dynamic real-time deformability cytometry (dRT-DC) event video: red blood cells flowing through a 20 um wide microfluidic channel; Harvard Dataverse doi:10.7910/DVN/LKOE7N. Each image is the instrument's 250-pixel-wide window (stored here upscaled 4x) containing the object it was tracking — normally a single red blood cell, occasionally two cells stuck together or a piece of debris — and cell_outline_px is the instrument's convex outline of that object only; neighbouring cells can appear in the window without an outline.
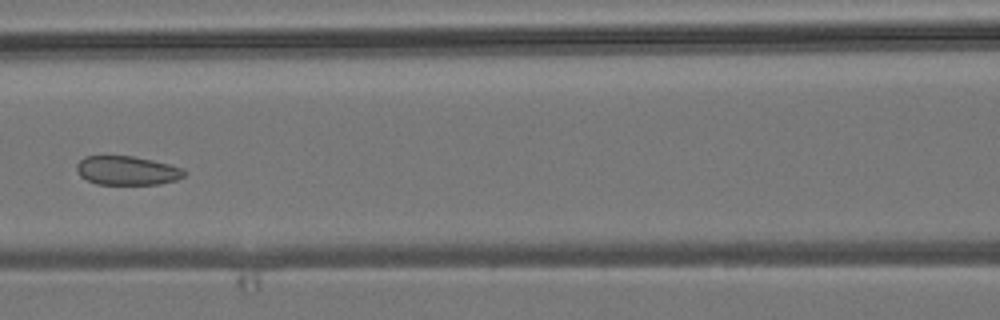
{"species": "common noctule bat (a hibernating species)", "species_latin": "Nyctalus noctula", "temperature_condition": "room temperature", "stored_images_in_passage": 8, "camera_frame_rate_fps": 3000, "um_per_image_px": 0.085, "animal": {"sex": "male", "body_mass_g": 19.2, "forearm_length_mm": 51.8}, "frame": {"image": 1, "passage_image": 7, "time_ms": 7.333, "image_size_px": [1000, 320], "cell_outline_px": [[188, 172], [184, 176], [176, 180], [160, 184], [96, 184], [80, 176], [76, 168], [76, 164], [84, 156], [132, 156], [152, 160], [184, 168]], "centroid_in_image_um": [10.82, 14.5], "position_along_channel_um": 155.8, "area_um2": 18.21}}
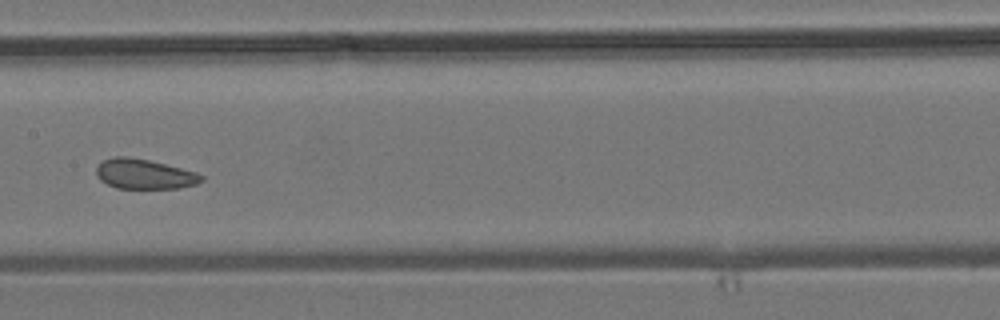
{"frame": {"image": 2, "passage_image": 8, "time_ms": 8.333, "image_size_px": [1000, 320], "cell_outline_px": [[204, 180], [196, 184], [180, 188], [116, 188], [100, 180], [96, 176], [96, 168], [104, 160], [116, 156], [128, 156], [148, 160], [196, 172], [204, 176]], "centroid_in_image_um": [12.27, 14.8], "position_along_channel_um": 195.1, "area_um2": 18.21}}